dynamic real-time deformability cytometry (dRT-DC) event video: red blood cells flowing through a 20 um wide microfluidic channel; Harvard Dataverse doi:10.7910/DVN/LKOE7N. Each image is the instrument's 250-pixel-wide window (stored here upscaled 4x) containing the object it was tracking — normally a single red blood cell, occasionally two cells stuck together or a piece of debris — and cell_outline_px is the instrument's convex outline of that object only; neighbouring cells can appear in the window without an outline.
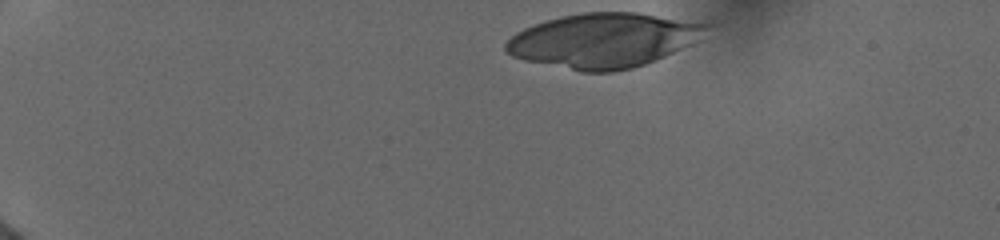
{"species": "human", "species_latin": "Homo sapiens", "temperature_condition": "cold", "stored_images_in_passage": 35, "camera_frame_rate_fps": 3000, "um_per_image_px": 0.085, "donor": {"sex": "female"}, "frame": {"image": 1, "passage_image": 1, "time_ms": 0.0, "image_size_px": [1000, 240], "cell_outline_px": [[712, 24], [688, 44], [664, 56], [644, 64], [632, 68], [612, 72], [580, 72], [524, 60], [512, 56], [504, 52], [504, 44], [516, 32], [524, 28], [560, 16], [584, 12], [636, 12], [712, 20]], "centroid_in_image_um": [51.32, 3.41], "position_along_channel_um": 33.7, "area_um2": 64.1}}